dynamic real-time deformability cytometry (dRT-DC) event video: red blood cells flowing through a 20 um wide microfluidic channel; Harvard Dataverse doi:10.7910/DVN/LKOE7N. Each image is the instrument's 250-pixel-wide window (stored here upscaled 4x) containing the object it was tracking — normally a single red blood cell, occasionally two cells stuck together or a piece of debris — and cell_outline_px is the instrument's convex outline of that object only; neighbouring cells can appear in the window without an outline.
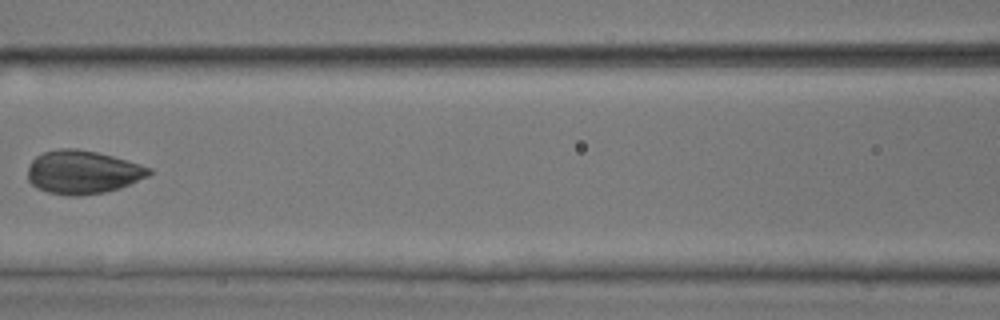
{"species": "common noctule bat (a hibernating species)", "species_latin": "Nyctalus noctula", "temperature_condition": "room temperature", "stored_images_in_passage": 6, "camera_frame_rate_fps": 3000, "um_per_image_px": 0.085, "animal": {"sex": "male", "body_mass_g": 17.9, "forearm_length_mm": 54.2}, "frame": {"image": 1, "passage_image": 5, "time_ms": 1.333, "image_size_px": [1000, 320], "cell_outline_px": [[152, 172], [148, 176], [120, 188], [104, 192], [80, 196], [68, 196], [48, 192], [36, 188], [28, 180], [28, 168], [32, 160], [36, 156], [44, 152], [60, 148], [76, 148], [96, 152], [112, 156], [140, 164], [152, 168]], "centroid_in_image_um": [7.02, 14.64], "position_along_channel_um": 159.6, "area_um2": 30.69}}
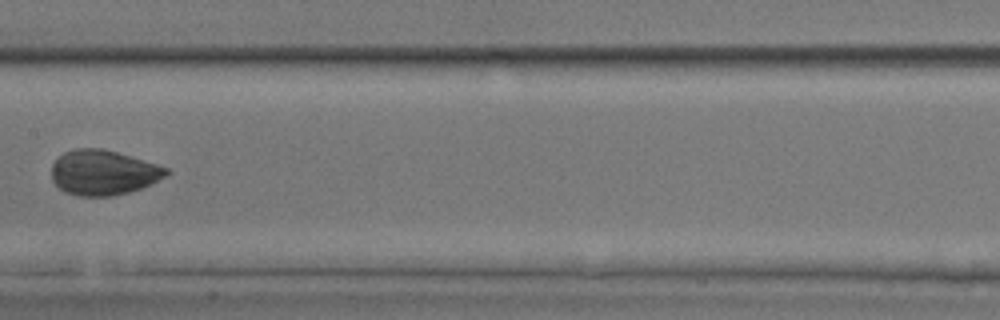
{"frame": {"image": 2, "passage_image": 6, "time_ms": 1.667, "image_size_px": [1000, 320], "cell_outline_px": [[172, 172], [168, 176], [152, 184], [128, 192], [112, 196], [80, 196], [64, 192], [52, 180], [52, 164], [64, 152], [76, 148], [100, 148], [116, 152], [156, 164], [168, 168]], "centroid_in_image_um": [8.8, 14.67], "position_along_channel_um": 198.6, "area_um2": 30.06}}